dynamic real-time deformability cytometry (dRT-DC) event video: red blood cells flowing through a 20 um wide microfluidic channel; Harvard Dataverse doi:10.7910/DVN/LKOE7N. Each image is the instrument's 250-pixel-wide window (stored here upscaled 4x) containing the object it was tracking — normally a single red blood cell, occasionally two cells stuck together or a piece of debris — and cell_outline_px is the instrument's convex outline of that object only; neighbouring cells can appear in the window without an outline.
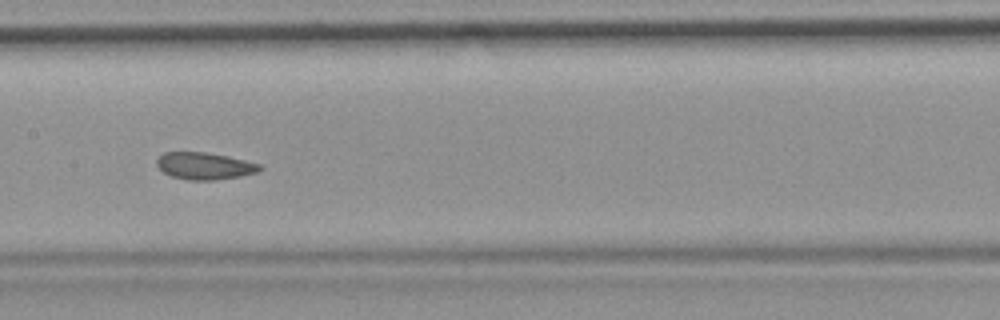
{"species": "common noctule bat (a hibernating species)", "species_latin": "Nyctalus noctula", "temperature_condition": "room temperature", "stored_images_in_passage": 39, "camera_frame_rate_fps": 3000, "um_per_image_px": 0.085, "animal": {"sex": "female", "body_mass_g": 19.9}, "frame": {"image": 1, "passage_image": 12, "time_ms": 3.667, "image_size_px": [1000, 320], "cell_outline_px": [[264, 168], [256, 172], [240, 176], [216, 180], [188, 180], [172, 176], [164, 172], [156, 164], [156, 160], [164, 152], [204, 152], [228, 156], [260, 164]], "centroid_in_image_um": [17.39, 14.1], "position_along_channel_um": 190.0, "area_um2": 16.13}, "authors_computed_cell_mechanics": {"area_um2": 16.9354, "velocity_mm_per_s": 3.7815, "shape_relaxation_time_tau1_ms": null, "shape_relaxation_time_tau2_ms": 2.5354, "deformation_change_tau1": null, "deformation_change_tau2": 0.0777}}